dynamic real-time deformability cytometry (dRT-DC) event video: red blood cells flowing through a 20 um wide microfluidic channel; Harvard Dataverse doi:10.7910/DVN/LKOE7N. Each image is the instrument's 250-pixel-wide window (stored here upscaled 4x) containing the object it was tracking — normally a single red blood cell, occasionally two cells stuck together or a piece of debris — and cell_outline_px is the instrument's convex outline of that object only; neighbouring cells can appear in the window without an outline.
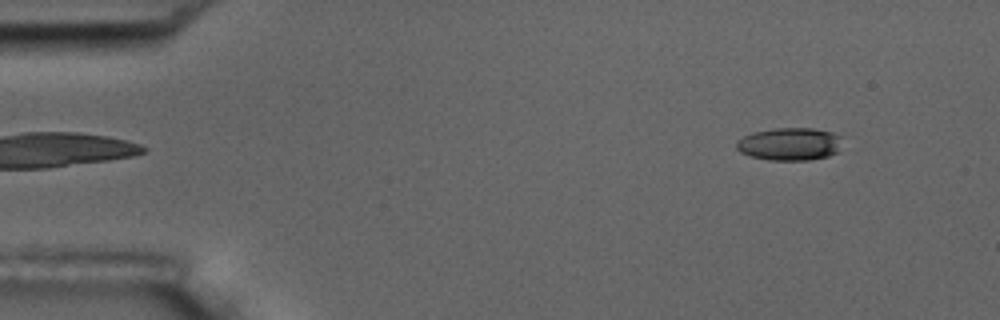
{"species": "common noctule bat (a hibernating species)", "species_latin": "Nyctalus noctula", "temperature_condition": "room temperature", "stored_images_in_passage": 5, "camera_frame_rate_fps": 3000, "um_per_image_px": 0.085, "animal": {"sex": "male", "body_mass_g": 17.5, "forearm_length_mm": 52.3}, "frame": {"image": 1, "passage_image": 5, "time_ms": 5.667, "image_size_px": [1000, 320], "cell_outline_px": [[840, 152], [828, 156], [808, 160], [768, 160], [752, 156], [740, 152], [736, 148], [736, 140], [752, 132], [776, 128], [812, 128], [832, 132], [840, 136]], "centroid_in_image_um": [67.12, 12.24], "position_along_channel_um": 17.9, "area_um2": 20.29}}